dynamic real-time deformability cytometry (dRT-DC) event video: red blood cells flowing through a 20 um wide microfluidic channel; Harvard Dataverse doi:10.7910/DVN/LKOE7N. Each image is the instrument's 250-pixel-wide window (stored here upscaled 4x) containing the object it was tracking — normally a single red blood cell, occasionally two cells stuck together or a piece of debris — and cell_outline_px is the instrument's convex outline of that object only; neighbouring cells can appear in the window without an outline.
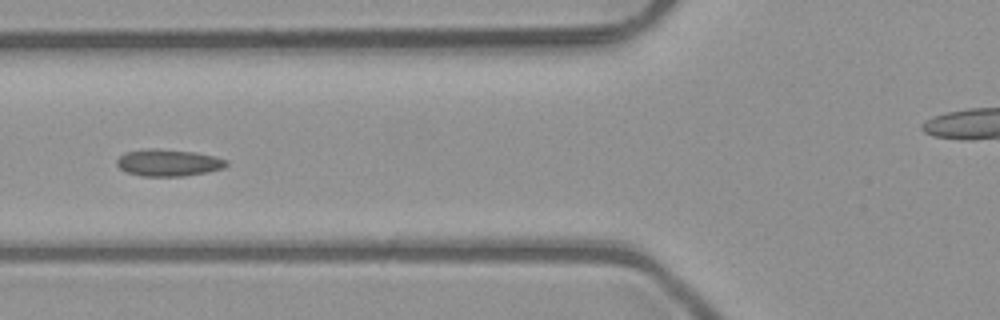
{"species": "common noctule bat (a hibernating species)", "species_latin": "Nyctalus noctula", "temperature_condition": "room temperature", "stored_images_in_passage": 7, "segment_of_instrument_passage": [1, 2], "camera_frame_rate_fps": 3000, "um_per_image_px": 0.085, "animal": {"sex": "male", "body_mass_g": 23.1, "forearm_length_mm": 52.7}, "frame": {"image": 1, "passage_image": 6, "time_ms": 1.667, "image_size_px": [1000, 320], "cell_outline_px": [[228, 164], [224, 168], [208, 172], [184, 176], [140, 176], [128, 172], [120, 168], [116, 164], [116, 160], [124, 152], [148, 148], [152, 148], [196, 152], [228, 160]], "centroid_in_image_um": [14.31, 13.83], "position_along_channel_um": 111.5, "area_um2": 17.22}}